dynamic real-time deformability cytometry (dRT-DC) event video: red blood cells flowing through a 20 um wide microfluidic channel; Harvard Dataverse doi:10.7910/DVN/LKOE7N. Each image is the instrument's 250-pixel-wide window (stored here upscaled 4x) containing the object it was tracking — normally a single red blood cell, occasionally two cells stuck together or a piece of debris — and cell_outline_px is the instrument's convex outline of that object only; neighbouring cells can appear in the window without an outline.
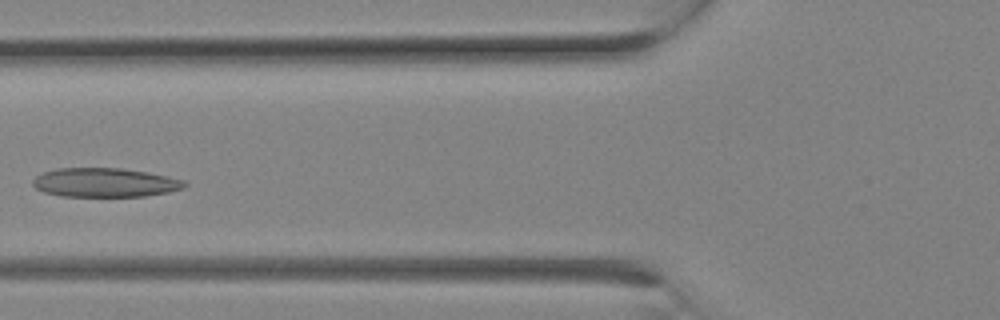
{"species": "Egyptian fruit bat (a non-hibernating species)", "species_latin": "Rousettus aegyptiacus", "temperature_condition": "room temperature", "stored_images_in_passage": 20, "camera_frame_rate_fps": 3000, "um_per_image_px": 0.085, "animal": {"sex": "female"}, "frame": {"image": 1, "passage_image": 5, "time_ms": 1.333, "image_size_px": [1000, 320], "cell_outline_px": [[188, 184], [184, 188], [168, 192], [144, 196], [60, 196], [44, 192], [36, 188], [32, 184], [32, 180], [36, 176], [44, 172], [60, 168], [120, 168], [148, 172], [168, 176], [184, 180]], "centroid_in_image_um": [8.93, 15.51], "position_along_channel_um": 116.9, "area_um2": 25.66}}
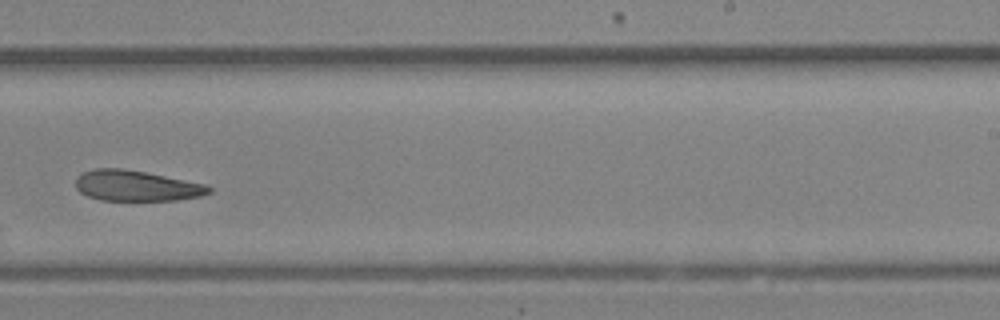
{"frame": {"image": 2, "passage_image": 11, "time_ms": 3.333, "image_size_px": [1000, 320], "cell_outline_px": [[212, 192], [200, 196], [176, 200], [100, 200], [88, 196], [80, 192], [76, 188], [76, 176], [92, 168], [120, 168], [144, 172], [204, 184], [212, 188]], "centroid_in_image_um": [11.55, 15.79], "position_along_channel_um": 277.4, "area_um2": 23.58}}
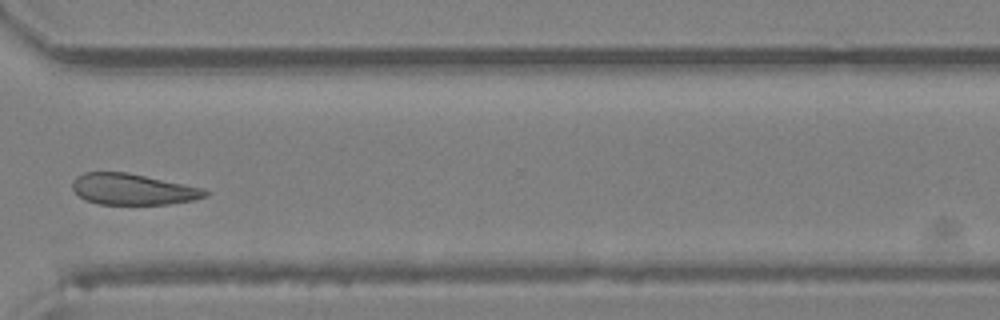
{"frame": {"image": 3, "passage_image": 14, "time_ms": 4.333, "image_size_px": [1000, 320], "cell_outline_px": [[208, 196], [192, 200], [168, 204], [96, 204], [84, 200], [72, 188], [72, 180], [76, 176], [84, 172], [128, 172], [204, 188], [208, 192]], "centroid_in_image_um": [11.27, 16.08], "position_along_channel_um": 359.3, "area_um2": 24.16}}